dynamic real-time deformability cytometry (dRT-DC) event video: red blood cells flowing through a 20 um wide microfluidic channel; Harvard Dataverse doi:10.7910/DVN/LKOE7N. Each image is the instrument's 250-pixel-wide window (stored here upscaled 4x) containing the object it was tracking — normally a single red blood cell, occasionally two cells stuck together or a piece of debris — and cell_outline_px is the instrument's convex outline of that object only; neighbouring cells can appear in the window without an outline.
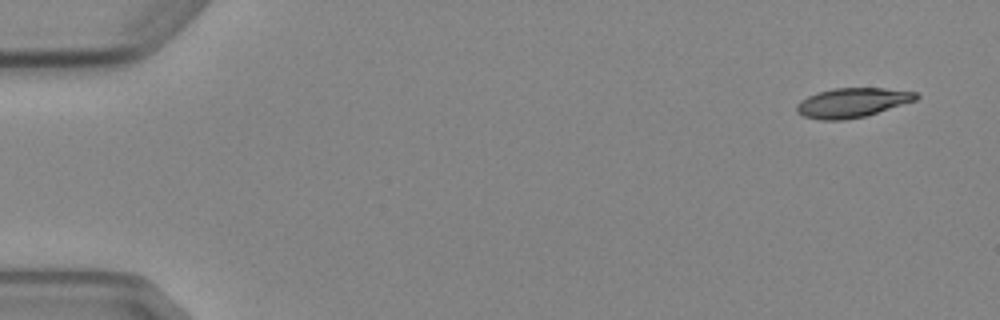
{"species": "Egyptian fruit bat (a non-hibernating species)", "species_latin": "Rousettus aegyptiacus", "temperature_condition": "cold", "stored_images_in_passage": 4, "camera_frame_rate_fps": 3000, "um_per_image_px": 0.085, "animal": {"sex": "female"}, "frame": {"image": 1, "passage_image": 1, "time_ms": 0.0, "image_size_px": [1000, 320], "cell_outline_px": [[920, 96], [916, 100], [864, 116], [844, 120], [820, 120], [804, 116], [796, 112], [796, 104], [800, 100], [808, 96], [832, 88], [884, 88], [916, 92]], "centroid_in_image_um": [72.41, 8.72], "position_along_channel_um": 12.6, "area_um2": 20.35}}